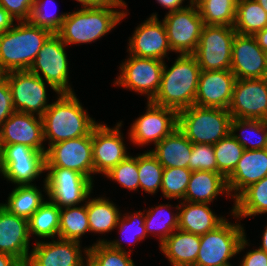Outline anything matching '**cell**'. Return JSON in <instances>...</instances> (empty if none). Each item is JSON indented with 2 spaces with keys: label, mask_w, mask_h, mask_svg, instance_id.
Instances as JSON below:
<instances>
[{
  "label": "cell",
  "mask_w": 267,
  "mask_h": 266,
  "mask_svg": "<svg viewBox=\"0 0 267 266\" xmlns=\"http://www.w3.org/2000/svg\"><path fill=\"white\" fill-rule=\"evenodd\" d=\"M127 4L118 0L112 6L82 7L68 12L56 34L67 45L91 43L113 30L124 19ZM116 8H122V11Z\"/></svg>",
  "instance_id": "1"
},
{
  "label": "cell",
  "mask_w": 267,
  "mask_h": 266,
  "mask_svg": "<svg viewBox=\"0 0 267 266\" xmlns=\"http://www.w3.org/2000/svg\"><path fill=\"white\" fill-rule=\"evenodd\" d=\"M42 116L44 140L48 145L89 135L98 124L83 109L75 93L58 94Z\"/></svg>",
  "instance_id": "2"
},
{
  "label": "cell",
  "mask_w": 267,
  "mask_h": 266,
  "mask_svg": "<svg viewBox=\"0 0 267 266\" xmlns=\"http://www.w3.org/2000/svg\"><path fill=\"white\" fill-rule=\"evenodd\" d=\"M167 68L164 63L160 87L151 102L178 113L194 105L201 69L192 54L178 55Z\"/></svg>",
  "instance_id": "3"
},
{
  "label": "cell",
  "mask_w": 267,
  "mask_h": 266,
  "mask_svg": "<svg viewBox=\"0 0 267 266\" xmlns=\"http://www.w3.org/2000/svg\"><path fill=\"white\" fill-rule=\"evenodd\" d=\"M53 32L19 21L0 34V75L12 71L29 70L38 52Z\"/></svg>",
  "instance_id": "4"
},
{
  "label": "cell",
  "mask_w": 267,
  "mask_h": 266,
  "mask_svg": "<svg viewBox=\"0 0 267 266\" xmlns=\"http://www.w3.org/2000/svg\"><path fill=\"white\" fill-rule=\"evenodd\" d=\"M231 119L226 109L192 105L178 112V128L194 144L214 145L230 133Z\"/></svg>",
  "instance_id": "5"
},
{
  "label": "cell",
  "mask_w": 267,
  "mask_h": 266,
  "mask_svg": "<svg viewBox=\"0 0 267 266\" xmlns=\"http://www.w3.org/2000/svg\"><path fill=\"white\" fill-rule=\"evenodd\" d=\"M249 245L244 227L225 220L216 229L200 235V247L195 265L220 266L244 251Z\"/></svg>",
  "instance_id": "6"
},
{
  "label": "cell",
  "mask_w": 267,
  "mask_h": 266,
  "mask_svg": "<svg viewBox=\"0 0 267 266\" xmlns=\"http://www.w3.org/2000/svg\"><path fill=\"white\" fill-rule=\"evenodd\" d=\"M65 46L61 38L53 33L29 68V71L45 80L57 94L75 93L69 85V61Z\"/></svg>",
  "instance_id": "7"
},
{
  "label": "cell",
  "mask_w": 267,
  "mask_h": 266,
  "mask_svg": "<svg viewBox=\"0 0 267 266\" xmlns=\"http://www.w3.org/2000/svg\"><path fill=\"white\" fill-rule=\"evenodd\" d=\"M235 35L233 26L204 25L199 44L192 54L201 71L231 69L232 43Z\"/></svg>",
  "instance_id": "8"
},
{
  "label": "cell",
  "mask_w": 267,
  "mask_h": 266,
  "mask_svg": "<svg viewBox=\"0 0 267 266\" xmlns=\"http://www.w3.org/2000/svg\"><path fill=\"white\" fill-rule=\"evenodd\" d=\"M0 173L15 185H32L45 172V153L27 145H2Z\"/></svg>",
  "instance_id": "9"
},
{
  "label": "cell",
  "mask_w": 267,
  "mask_h": 266,
  "mask_svg": "<svg viewBox=\"0 0 267 266\" xmlns=\"http://www.w3.org/2000/svg\"><path fill=\"white\" fill-rule=\"evenodd\" d=\"M44 192L59 208L86 202L93 190V182L85 175L66 168H45Z\"/></svg>",
  "instance_id": "10"
},
{
  "label": "cell",
  "mask_w": 267,
  "mask_h": 266,
  "mask_svg": "<svg viewBox=\"0 0 267 266\" xmlns=\"http://www.w3.org/2000/svg\"><path fill=\"white\" fill-rule=\"evenodd\" d=\"M162 21L172 52L193 54L204 27L197 5L190 2L184 9L168 12Z\"/></svg>",
  "instance_id": "11"
},
{
  "label": "cell",
  "mask_w": 267,
  "mask_h": 266,
  "mask_svg": "<svg viewBox=\"0 0 267 266\" xmlns=\"http://www.w3.org/2000/svg\"><path fill=\"white\" fill-rule=\"evenodd\" d=\"M125 60L120 64L115 86L146 95L147 101H152L160 87L165 61L133 55H129Z\"/></svg>",
  "instance_id": "12"
},
{
  "label": "cell",
  "mask_w": 267,
  "mask_h": 266,
  "mask_svg": "<svg viewBox=\"0 0 267 266\" xmlns=\"http://www.w3.org/2000/svg\"><path fill=\"white\" fill-rule=\"evenodd\" d=\"M8 82L15 111L42 117L50 106L47 101L46 84L29 70L3 74Z\"/></svg>",
  "instance_id": "13"
},
{
  "label": "cell",
  "mask_w": 267,
  "mask_h": 266,
  "mask_svg": "<svg viewBox=\"0 0 267 266\" xmlns=\"http://www.w3.org/2000/svg\"><path fill=\"white\" fill-rule=\"evenodd\" d=\"M46 149L45 168H66L77 171L93 182L92 132L87 136L58 142Z\"/></svg>",
  "instance_id": "14"
},
{
  "label": "cell",
  "mask_w": 267,
  "mask_h": 266,
  "mask_svg": "<svg viewBox=\"0 0 267 266\" xmlns=\"http://www.w3.org/2000/svg\"><path fill=\"white\" fill-rule=\"evenodd\" d=\"M145 114L138 117L130 127L129 138L135 145H154L178 127V113L170 108L147 101ZM149 143V144H148Z\"/></svg>",
  "instance_id": "15"
},
{
  "label": "cell",
  "mask_w": 267,
  "mask_h": 266,
  "mask_svg": "<svg viewBox=\"0 0 267 266\" xmlns=\"http://www.w3.org/2000/svg\"><path fill=\"white\" fill-rule=\"evenodd\" d=\"M228 111L232 118L267 121V77L236 79Z\"/></svg>",
  "instance_id": "16"
},
{
  "label": "cell",
  "mask_w": 267,
  "mask_h": 266,
  "mask_svg": "<svg viewBox=\"0 0 267 266\" xmlns=\"http://www.w3.org/2000/svg\"><path fill=\"white\" fill-rule=\"evenodd\" d=\"M121 122L114 128L98 123L92 130V153L94 174H107L113 167L129 156L121 134Z\"/></svg>",
  "instance_id": "17"
},
{
  "label": "cell",
  "mask_w": 267,
  "mask_h": 266,
  "mask_svg": "<svg viewBox=\"0 0 267 266\" xmlns=\"http://www.w3.org/2000/svg\"><path fill=\"white\" fill-rule=\"evenodd\" d=\"M57 240V241H56ZM50 242L38 241L30 252L25 266H86L88 265V248L83 249L80 242L57 238ZM84 257V259H83ZM86 261V262H85Z\"/></svg>",
  "instance_id": "18"
},
{
  "label": "cell",
  "mask_w": 267,
  "mask_h": 266,
  "mask_svg": "<svg viewBox=\"0 0 267 266\" xmlns=\"http://www.w3.org/2000/svg\"><path fill=\"white\" fill-rule=\"evenodd\" d=\"M128 44V53L135 57L164 61V57L172 51L165 25L163 21H159L156 13L136 27L133 36L129 37Z\"/></svg>",
  "instance_id": "19"
},
{
  "label": "cell",
  "mask_w": 267,
  "mask_h": 266,
  "mask_svg": "<svg viewBox=\"0 0 267 266\" xmlns=\"http://www.w3.org/2000/svg\"><path fill=\"white\" fill-rule=\"evenodd\" d=\"M236 79H260L267 77L265 51L254 35L236 33L232 43L231 69Z\"/></svg>",
  "instance_id": "20"
},
{
  "label": "cell",
  "mask_w": 267,
  "mask_h": 266,
  "mask_svg": "<svg viewBox=\"0 0 267 266\" xmlns=\"http://www.w3.org/2000/svg\"><path fill=\"white\" fill-rule=\"evenodd\" d=\"M2 145L22 144L46 153L42 117L15 111L0 126Z\"/></svg>",
  "instance_id": "21"
},
{
  "label": "cell",
  "mask_w": 267,
  "mask_h": 266,
  "mask_svg": "<svg viewBox=\"0 0 267 266\" xmlns=\"http://www.w3.org/2000/svg\"><path fill=\"white\" fill-rule=\"evenodd\" d=\"M235 82L230 70L201 71L194 105L228 110Z\"/></svg>",
  "instance_id": "22"
},
{
  "label": "cell",
  "mask_w": 267,
  "mask_h": 266,
  "mask_svg": "<svg viewBox=\"0 0 267 266\" xmlns=\"http://www.w3.org/2000/svg\"><path fill=\"white\" fill-rule=\"evenodd\" d=\"M29 245L28 220L10 213L0 203V253L12 255L25 266Z\"/></svg>",
  "instance_id": "23"
},
{
  "label": "cell",
  "mask_w": 267,
  "mask_h": 266,
  "mask_svg": "<svg viewBox=\"0 0 267 266\" xmlns=\"http://www.w3.org/2000/svg\"><path fill=\"white\" fill-rule=\"evenodd\" d=\"M266 176L267 149L244 150L234 171L226 178L230 196L235 200L246 188Z\"/></svg>",
  "instance_id": "24"
},
{
  "label": "cell",
  "mask_w": 267,
  "mask_h": 266,
  "mask_svg": "<svg viewBox=\"0 0 267 266\" xmlns=\"http://www.w3.org/2000/svg\"><path fill=\"white\" fill-rule=\"evenodd\" d=\"M187 202V203H186ZM207 203H192L182 201L175 209L179 210L178 229L203 235L216 229L226 218L219 217L209 208Z\"/></svg>",
  "instance_id": "25"
},
{
  "label": "cell",
  "mask_w": 267,
  "mask_h": 266,
  "mask_svg": "<svg viewBox=\"0 0 267 266\" xmlns=\"http://www.w3.org/2000/svg\"><path fill=\"white\" fill-rule=\"evenodd\" d=\"M192 147L193 143L177 127L149 151L163 168H189Z\"/></svg>",
  "instance_id": "26"
},
{
  "label": "cell",
  "mask_w": 267,
  "mask_h": 266,
  "mask_svg": "<svg viewBox=\"0 0 267 266\" xmlns=\"http://www.w3.org/2000/svg\"><path fill=\"white\" fill-rule=\"evenodd\" d=\"M230 196L226 178L217 172L193 171L183 201L210 204L220 194Z\"/></svg>",
  "instance_id": "27"
},
{
  "label": "cell",
  "mask_w": 267,
  "mask_h": 266,
  "mask_svg": "<svg viewBox=\"0 0 267 266\" xmlns=\"http://www.w3.org/2000/svg\"><path fill=\"white\" fill-rule=\"evenodd\" d=\"M159 247L172 266H193L200 247V235L177 229Z\"/></svg>",
  "instance_id": "28"
},
{
  "label": "cell",
  "mask_w": 267,
  "mask_h": 266,
  "mask_svg": "<svg viewBox=\"0 0 267 266\" xmlns=\"http://www.w3.org/2000/svg\"><path fill=\"white\" fill-rule=\"evenodd\" d=\"M132 250H125L120 239H99L88 247L89 266H136L130 257Z\"/></svg>",
  "instance_id": "29"
},
{
  "label": "cell",
  "mask_w": 267,
  "mask_h": 266,
  "mask_svg": "<svg viewBox=\"0 0 267 266\" xmlns=\"http://www.w3.org/2000/svg\"><path fill=\"white\" fill-rule=\"evenodd\" d=\"M86 199V209L90 232L104 234L118 225L121 213L117 206L106 197Z\"/></svg>",
  "instance_id": "30"
},
{
  "label": "cell",
  "mask_w": 267,
  "mask_h": 266,
  "mask_svg": "<svg viewBox=\"0 0 267 266\" xmlns=\"http://www.w3.org/2000/svg\"><path fill=\"white\" fill-rule=\"evenodd\" d=\"M267 213V176L246 188L235 200V219Z\"/></svg>",
  "instance_id": "31"
},
{
  "label": "cell",
  "mask_w": 267,
  "mask_h": 266,
  "mask_svg": "<svg viewBox=\"0 0 267 266\" xmlns=\"http://www.w3.org/2000/svg\"><path fill=\"white\" fill-rule=\"evenodd\" d=\"M36 185H18L1 205L10 213L29 219L46 201Z\"/></svg>",
  "instance_id": "32"
},
{
  "label": "cell",
  "mask_w": 267,
  "mask_h": 266,
  "mask_svg": "<svg viewBox=\"0 0 267 266\" xmlns=\"http://www.w3.org/2000/svg\"><path fill=\"white\" fill-rule=\"evenodd\" d=\"M237 131H241L243 135L235 134ZM230 133L244 147V150H259L267 147V121L265 120L232 118ZM252 135H256V138H252Z\"/></svg>",
  "instance_id": "33"
},
{
  "label": "cell",
  "mask_w": 267,
  "mask_h": 266,
  "mask_svg": "<svg viewBox=\"0 0 267 266\" xmlns=\"http://www.w3.org/2000/svg\"><path fill=\"white\" fill-rule=\"evenodd\" d=\"M267 26V12L255 0H237L234 29L242 35H255Z\"/></svg>",
  "instance_id": "34"
},
{
  "label": "cell",
  "mask_w": 267,
  "mask_h": 266,
  "mask_svg": "<svg viewBox=\"0 0 267 266\" xmlns=\"http://www.w3.org/2000/svg\"><path fill=\"white\" fill-rule=\"evenodd\" d=\"M60 208L46 200L39 209L28 219L29 236L40 238H59Z\"/></svg>",
  "instance_id": "35"
},
{
  "label": "cell",
  "mask_w": 267,
  "mask_h": 266,
  "mask_svg": "<svg viewBox=\"0 0 267 266\" xmlns=\"http://www.w3.org/2000/svg\"><path fill=\"white\" fill-rule=\"evenodd\" d=\"M204 25L234 26L237 0H195Z\"/></svg>",
  "instance_id": "36"
},
{
  "label": "cell",
  "mask_w": 267,
  "mask_h": 266,
  "mask_svg": "<svg viewBox=\"0 0 267 266\" xmlns=\"http://www.w3.org/2000/svg\"><path fill=\"white\" fill-rule=\"evenodd\" d=\"M78 206L60 208V239L80 242L81 237L90 232L86 202Z\"/></svg>",
  "instance_id": "37"
},
{
  "label": "cell",
  "mask_w": 267,
  "mask_h": 266,
  "mask_svg": "<svg viewBox=\"0 0 267 266\" xmlns=\"http://www.w3.org/2000/svg\"><path fill=\"white\" fill-rule=\"evenodd\" d=\"M172 205H158L151 207L145 214V228L147 234L154 233L159 237L161 245L175 230L178 229L179 213L170 212Z\"/></svg>",
  "instance_id": "38"
},
{
  "label": "cell",
  "mask_w": 267,
  "mask_h": 266,
  "mask_svg": "<svg viewBox=\"0 0 267 266\" xmlns=\"http://www.w3.org/2000/svg\"><path fill=\"white\" fill-rule=\"evenodd\" d=\"M217 162L218 173L227 178L237 166L244 147L229 133L219 142L213 145Z\"/></svg>",
  "instance_id": "39"
},
{
  "label": "cell",
  "mask_w": 267,
  "mask_h": 266,
  "mask_svg": "<svg viewBox=\"0 0 267 266\" xmlns=\"http://www.w3.org/2000/svg\"><path fill=\"white\" fill-rule=\"evenodd\" d=\"M163 171V166L150 151L138 154L139 189L148 194H155L159 188L161 189Z\"/></svg>",
  "instance_id": "40"
},
{
  "label": "cell",
  "mask_w": 267,
  "mask_h": 266,
  "mask_svg": "<svg viewBox=\"0 0 267 266\" xmlns=\"http://www.w3.org/2000/svg\"><path fill=\"white\" fill-rule=\"evenodd\" d=\"M192 171L189 168H164L161 192L168 199L183 201Z\"/></svg>",
  "instance_id": "41"
},
{
  "label": "cell",
  "mask_w": 267,
  "mask_h": 266,
  "mask_svg": "<svg viewBox=\"0 0 267 266\" xmlns=\"http://www.w3.org/2000/svg\"><path fill=\"white\" fill-rule=\"evenodd\" d=\"M105 175L107 178L120 184L123 188H127L130 191L138 190V155L136 157L129 155Z\"/></svg>",
  "instance_id": "42"
},
{
  "label": "cell",
  "mask_w": 267,
  "mask_h": 266,
  "mask_svg": "<svg viewBox=\"0 0 267 266\" xmlns=\"http://www.w3.org/2000/svg\"><path fill=\"white\" fill-rule=\"evenodd\" d=\"M144 212H146V210H143V212L139 210V212L136 211L133 214L130 212V214L127 213L128 215L123 214L125 216H120L116 227L119 229L120 233L123 234L122 240L125 239V241L127 240L126 242H129V244H131V242L134 244L147 237Z\"/></svg>",
  "instance_id": "43"
},
{
  "label": "cell",
  "mask_w": 267,
  "mask_h": 266,
  "mask_svg": "<svg viewBox=\"0 0 267 266\" xmlns=\"http://www.w3.org/2000/svg\"><path fill=\"white\" fill-rule=\"evenodd\" d=\"M49 2L55 4L54 0H35L29 21L35 26L47 28L56 33L60 29L67 13L56 15L48 11L49 14L47 12Z\"/></svg>",
  "instance_id": "44"
},
{
  "label": "cell",
  "mask_w": 267,
  "mask_h": 266,
  "mask_svg": "<svg viewBox=\"0 0 267 266\" xmlns=\"http://www.w3.org/2000/svg\"><path fill=\"white\" fill-rule=\"evenodd\" d=\"M189 169L192 172L201 170L218 173L213 145L193 143L189 159Z\"/></svg>",
  "instance_id": "45"
},
{
  "label": "cell",
  "mask_w": 267,
  "mask_h": 266,
  "mask_svg": "<svg viewBox=\"0 0 267 266\" xmlns=\"http://www.w3.org/2000/svg\"><path fill=\"white\" fill-rule=\"evenodd\" d=\"M34 2L35 0H0V7L18 22L29 21Z\"/></svg>",
  "instance_id": "46"
},
{
  "label": "cell",
  "mask_w": 267,
  "mask_h": 266,
  "mask_svg": "<svg viewBox=\"0 0 267 266\" xmlns=\"http://www.w3.org/2000/svg\"><path fill=\"white\" fill-rule=\"evenodd\" d=\"M15 112L8 82L0 75V126Z\"/></svg>",
  "instance_id": "47"
},
{
  "label": "cell",
  "mask_w": 267,
  "mask_h": 266,
  "mask_svg": "<svg viewBox=\"0 0 267 266\" xmlns=\"http://www.w3.org/2000/svg\"><path fill=\"white\" fill-rule=\"evenodd\" d=\"M239 266H267V253L259 247L248 251Z\"/></svg>",
  "instance_id": "48"
},
{
  "label": "cell",
  "mask_w": 267,
  "mask_h": 266,
  "mask_svg": "<svg viewBox=\"0 0 267 266\" xmlns=\"http://www.w3.org/2000/svg\"><path fill=\"white\" fill-rule=\"evenodd\" d=\"M14 26V19L11 15L4 9L0 7V34L4 31L9 30Z\"/></svg>",
  "instance_id": "49"
},
{
  "label": "cell",
  "mask_w": 267,
  "mask_h": 266,
  "mask_svg": "<svg viewBox=\"0 0 267 266\" xmlns=\"http://www.w3.org/2000/svg\"><path fill=\"white\" fill-rule=\"evenodd\" d=\"M164 8L169 9L168 12H174L176 10H181L187 6H182L184 0H156Z\"/></svg>",
  "instance_id": "50"
},
{
  "label": "cell",
  "mask_w": 267,
  "mask_h": 266,
  "mask_svg": "<svg viewBox=\"0 0 267 266\" xmlns=\"http://www.w3.org/2000/svg\"><path fill=\"white\" fill-rule=\"evenodd\" d=\"M81 3L82 7H95V6H112L118 0H76Z\"/></svg>",
  "instance_id": "51"
},
{
  "label": "cell",
  "mask_w": 267,
  "mask_h": 266,
  "mask_svg": "<svg viewBox=\"0 0 267 266\" xmlns=\"http://www.w3.org/2000/svg\"><path fill=\"white\" fill-rule=\"evenodd\" d=\"M0 266H24L17 258L10 254L0 253Z\"/></svg>",
  "instance_id": "52"
},
{
  "label": "cell",
  "mask_w": 267,
  "mask_h": 266,
  "mask_svg": "<svg viewBox=\"0 0 267 266\" xmlns=\"http://www.w3.org/2000/svg\"><path fill=\"white\" fill-rule=\"evenodd\" d=\"M254 36L258 42L259 47L263 49L264 51H266L267 50V26L263 30L258 31Z\"/></svg>",
  "instance_id": "53"
},
{
  "label": "cell",
  "mask_w": 267,
  "mask_h": 266,
  "mask_svg": "<svg viewBox=\"0 0 267 266\" xmlns=\"http://www.w3.org/2000/svg\"><path fill=\"white\" fill-rule=\"evenodd\" d=\"M259 248L267 253V225L262 235V244L259 246Z\"/></svg>",
  "instance_id": "54"
},
{
  "label": "cell",
  "mask_w": 267,
  "mask_h": 266,
  "mask_svg": "<svg viewBox=\"0 0 267 266\" xmlns=\"http://www.w3.org/2000/svg\"><path fill=\"white\" fill-rule=\"evenodd\" d=\"M263 7V9L267 12V0H255Z\"/></svg>",
  "instance_id": "55"
},
{
  "label": "cell",
  "mask_w": 267,
  "mask_h": 266,
  "mask_svg": "<svg viewBox=\"0 0 267 266\" xmlns=\"http://www.w3.org/2000/svg\"><path fill=\"white\" fill-rule=\"evenodd\" d=\"M2 143H1V137H0V161H1V157H2Z\"/></svg>",
  "instance_id": "56"
},
{
  "label": "cell",
  "mask_w": 267,
  "mask_h": 266,
  "mask_svg": "<svg viewBox=\"0 0 267 266\" xmlns=\"http://www.w3.org/2000/svg\"><path fill=\"white\" fill-rule=\"evenodd\" d=\"M193 266H201V265H193ZM220 266H233L231 264H224V265H220Z\"/></svg>",
  "instance_id": "57"
},
{
  "label": "cell",
  "mask_w": 267,
  "mask_h": 266,
  "mask_svg": "<svg viewBox=\"0 0 267 266\" xmlns=\"http://www.w3.org/2000/svg\"><path fill=\"white\" fill-rule=\"evenodd\" d=\"M265 60H266V66H267V50L265 51Z\"/></svg>",
  "instance_id": "58"
}]
</instances>
